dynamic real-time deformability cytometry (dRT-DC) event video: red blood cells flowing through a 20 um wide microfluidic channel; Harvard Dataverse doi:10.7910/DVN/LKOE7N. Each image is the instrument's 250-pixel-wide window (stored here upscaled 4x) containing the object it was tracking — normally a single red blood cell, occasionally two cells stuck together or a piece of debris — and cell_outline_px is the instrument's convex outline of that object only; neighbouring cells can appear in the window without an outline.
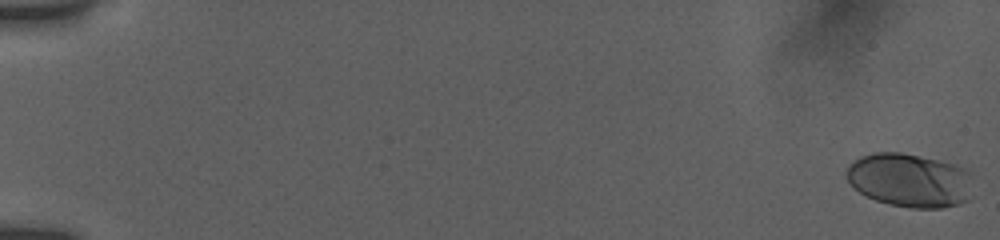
{"species": "human", "species_latin": "Homo sapiens", "temperature_condition": "room temperature", "stored_images_in_passage": 56, "camera_frame_rate_fps": 3000, "um_per_image_px": 0.085, "donor": {"sex": "female"}, "frame": {"image": 1, "passage_image": 1, "time_ms": 0.0, "image_size_px": [1000, 240], "cell_outline_px": [[972, 176], [968, 200], [960, 204], [940, 208], [912, 208], [888, 204], [876, 200], [860, 192], [844, 176], [848, 164], [852, 160], [860, 156], [872, 152], [900, 152], [956, 164], [968, 168]], "centroid_in_image_um": [77.32, 15.3], "position_along_channel_um": 7.7, "area_um2": 40.0}}
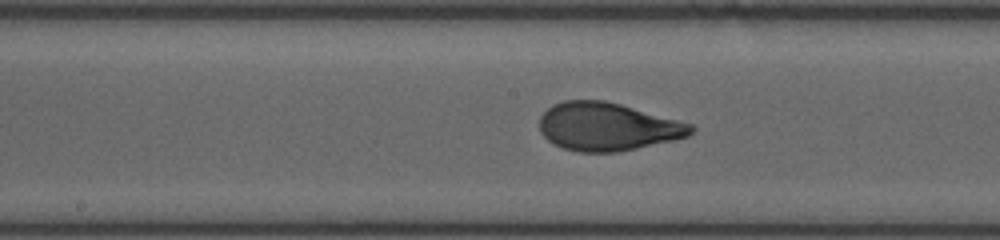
{"frame": {"image": 2, "passage_image": 31, "time_ms": 10.0, "image_size_px": [1000, 240], "cell_outline_px": [[696, 128], [688, 136], [672, 140], [636, 148], [616, 152], [580, 152], [560, 148], [552, 144], [540, 132], [540, 116], [552, 104], [564, 100], [604, 100], [620, 104], [692, 124]], "centroid_in_image_um": [51.59, 10.77], "position_along_channel_um": 196.6, "area_um2": 42.31}}
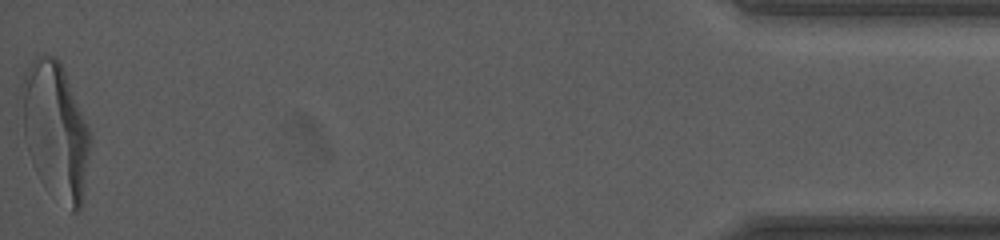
{"frame": {"image": 3, "passage_image": 56, "time_ms": 18.333, "image_size_px": [1000, 240], "cell_outline_px": [[92, 140], [80, 208], [76, 212], [72, 212], [40, 180], [32, 164], [28, 152], [24, 136], [20, 88], [20, 84], [28, 68], [36, 56], [56, 56], [60, 60], [92, 132]], "centroid_in_image_um": [4.72, 11.06], "position_along_channel_um": 430.5, "area_um2": 54.56}, "authors_computed_cell_mechanics": {"area_um2": 42.2518, "velocity_mm_per_s": 3.8226, "shape_relaxation_time_tau1_ms": 3.6053, "shape_relaxation_time_tau2_ms": null, "deformation_change_tau1": 0.187, "deformation_change_tau2": null}}